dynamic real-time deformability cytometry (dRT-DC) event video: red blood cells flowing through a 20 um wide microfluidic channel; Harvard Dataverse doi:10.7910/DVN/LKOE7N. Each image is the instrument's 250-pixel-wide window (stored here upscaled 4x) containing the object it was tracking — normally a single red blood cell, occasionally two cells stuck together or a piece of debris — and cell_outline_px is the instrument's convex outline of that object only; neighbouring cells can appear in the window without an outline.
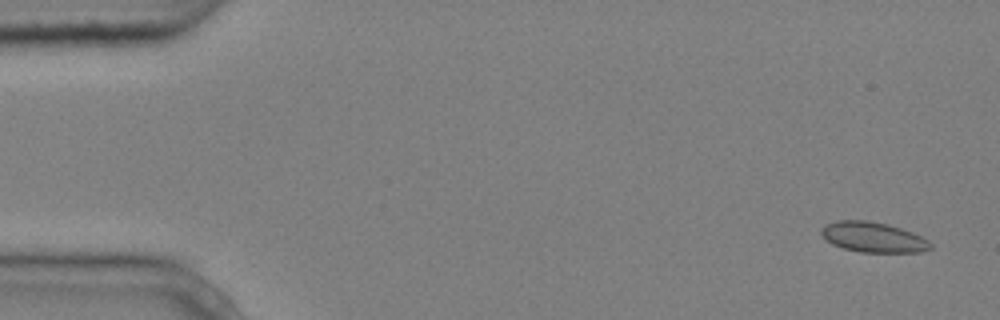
{"species": "common noctule bat (a hibernating species)", "species_latin": "Nyctalus noctula", "temperature_condition": "cold", "stored_images_in_passage": 4, "camera_frame_rate_fps": 3000, "um_per_image_px": 0.085, "animal": {"sex": "male", "body_mass_g": 20.4}, "frame": {"image": 1, "passage_image": 1, "time_ms": 0.0, "image_size_px": [1000, 320], "cell_outline_px": [[932, 248], [920, 252], [860, 252], [844, 248], [832, 244], [820, 232], [820, 228], [824, 224], [836, 220], [868, 220], [888, 224], [912, 232], [928, 240], [932, 244]], "centroid_in_image_um": [74.2, 20.15], "position_along_channel_um": 10.8, "area_um2": 19.25}}
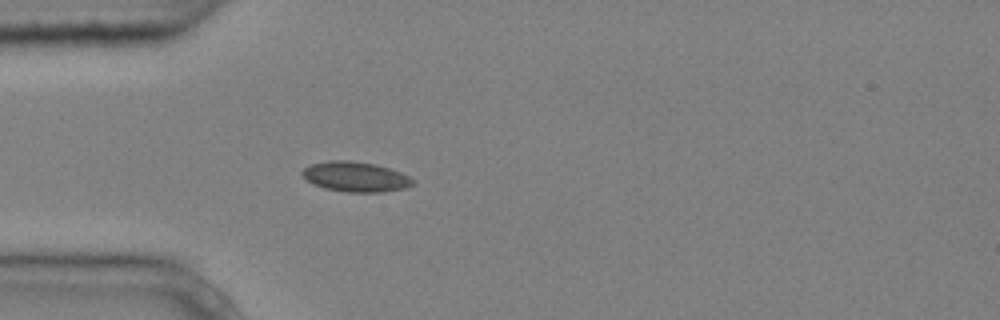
{"frame": {"image": 2, "passage_image": 4, "time_ms": 1.0, "image_size_px": [1000, 320], "cell_outline_px": [[416, 184], [404, 188], [384, 192], [348, 192], [324, 188], [308, 180], [300, 172], [304, 168], [312, 164], [328, 160], [348, 160], [376, 164], [400, 172], [416, 180]], "centroid_in_image_um": [30.26, 15.02], "position_along_channel_um": 54.7, "area_um2": 19.31}}